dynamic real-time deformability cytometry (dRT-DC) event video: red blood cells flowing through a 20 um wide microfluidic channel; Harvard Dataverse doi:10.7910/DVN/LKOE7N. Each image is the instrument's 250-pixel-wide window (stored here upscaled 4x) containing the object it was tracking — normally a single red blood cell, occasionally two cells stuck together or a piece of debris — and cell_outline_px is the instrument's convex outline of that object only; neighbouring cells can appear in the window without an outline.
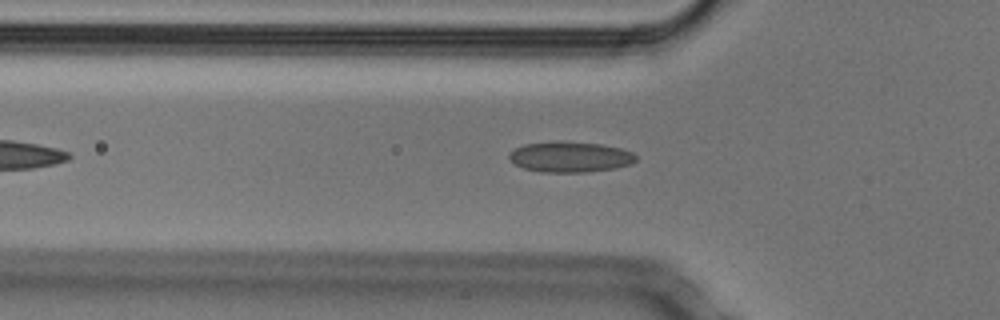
{"species": "Egyptian fruit bat (a non-hibernating species)", "species_latin": "Rousettus aegyptiacus", "temperature_condition": "cold", "stored_images_in_passage": 40, "camera_frame_rate_fps": 3000, "um_per_image_px": 0.085, "animal": {"sex": "male"}, "frame": {"image": 1, "passage_image": 9, "time_ms": 2.667, "image_size_px": [1000, 320], "cell_outline_px": [[636, 160], [632, 164], [616, 168], [588, 172], [540, 172], [524, 168], [516, 164], [508, 156], [508, 152], [524, 144], [600, 144], [620, 148], [632, 152], [636, 156]], "centroid_in_image_um": [48.5, 13.39], "position_along_channel_um": 77.3, "area_um2": 21.68}}
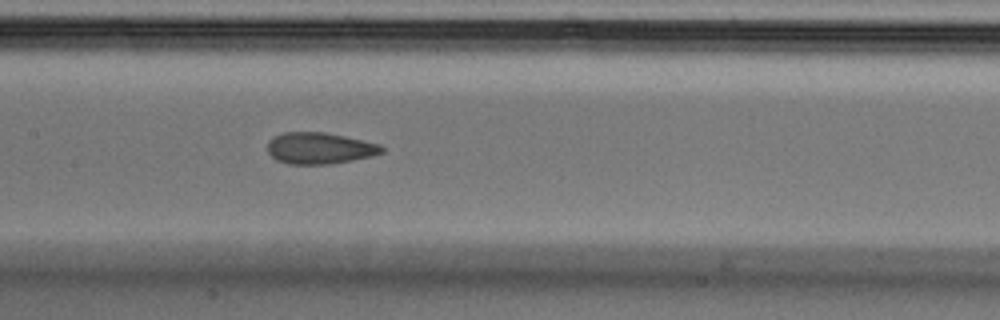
{"frame": {"image": 2, "passage_image": 17, "time_ms": 5.333, "image_size_px": [1000, 320], "cell_outline_px": [[384, 152], [352, 160], [332, 164], [288, 164], [276, 160], [268, 152], [268, 140], [284, 132], [324, 132], [344, 136], [380, 144], [384, 148]], "centroid_in_image_um": [27.15, 12.6], "position_along_channel_um": 180.3, "area_um2": 20.81}}
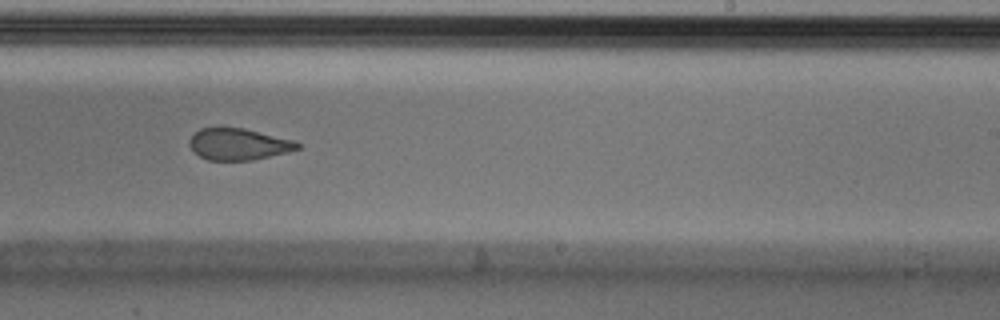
{"frame": {"image": 3, "passage_image": 24, "time_ms": 7.667, "image_size_px": [1000, 320], "cell_outline_px": [[300, 148], [288, 152], [252, 160], [208, 160], [200, 156], [188, 144], [188, 140], [200, 128], [244, 128], [296, 140], [300, 144]], "centroid_in_image_um": [20.31, 12.25], "position_along_channel_um": 268.7, "area_um2": 19.83}, "authors_computed_cell_mechanics": {"area_um2": 21.8195, "velocity_mm_per_s": 3.8103, "shape_relaxation_time_tau1_ms": 5.5239, "shape_relaxation_time_tau2_ms": 1.609, "deformation_change_tau1": 0.1347, "deformation_change_tau2": 0.0716}}